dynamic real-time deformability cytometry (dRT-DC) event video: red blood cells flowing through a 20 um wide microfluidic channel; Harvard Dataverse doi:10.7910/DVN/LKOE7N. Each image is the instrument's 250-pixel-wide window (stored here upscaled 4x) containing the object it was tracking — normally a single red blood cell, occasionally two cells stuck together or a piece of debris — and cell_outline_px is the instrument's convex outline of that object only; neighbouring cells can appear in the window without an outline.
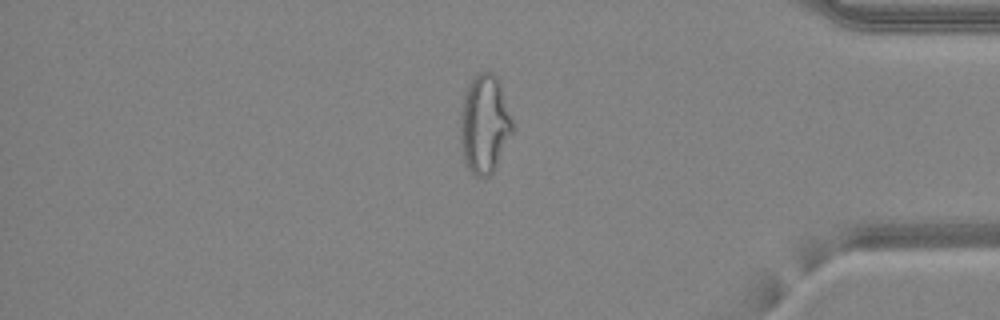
{"species": "common noctule bat (a hibernating species)", "species_latin": "Nyctalus noctula", "temperature_condition": "warm", "stored_images_in_passage": 48, "camera_frame_rate_fps": 3000, "um_per_image_px": 0.085, "animal": {"sex": "female", "body_mass_g": 24.6, "forearm_length_mm": 56.2}, "frame": {"image": 1, "passage_image": 41, "time_ms": 13.333, "image_size_px": [1000, 320], "cell_outline_px": [[512, 132], [492, 172], [488, 176], [476, 176], [468, 168], [464, 160], [460, 136], [460, 112], [464, 96], [468, 84], [480, 72], [492, 72], [496, 76], [500, 84], [512, 120]], "centroid_in_image_um": [41.15, 10.53], "position_along_channel_um": 394.0, "area_um2": 29.3}}